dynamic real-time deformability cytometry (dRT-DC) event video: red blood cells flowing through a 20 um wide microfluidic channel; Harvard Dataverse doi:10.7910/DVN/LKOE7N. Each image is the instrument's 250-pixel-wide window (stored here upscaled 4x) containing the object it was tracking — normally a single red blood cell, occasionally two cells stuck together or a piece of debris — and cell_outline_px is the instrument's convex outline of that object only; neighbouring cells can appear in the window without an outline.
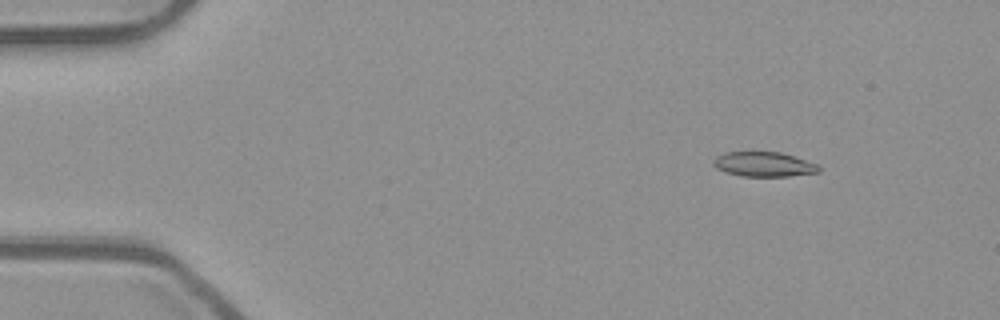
{"species": "common noctule bat (a hibernating species)", "species_latin": "Nyctalus noctula", "temperature_condition": "room temperature", "stored_images_in_passage": 49, "camera_frame_rate_fps": 3000, "um_per_image_px": 0.085, "animal": {"sex": "male", "body_mass_g": 23.1, "forearm_length_mm": 52.7}, "frame": {"image": 1, "passage_image": 2, "time_ms": 0.333, "image_size_px": [1000, 320], "cell_outline_px": [[820, 172], [788, 176], [740, 176], [724, 172], [716, 168], [712, 164], [712, 160], [716, 156], [724, 152], [780, 152], [816, 164], [820, 168]], "centroid_in_image_um": [64.85, 13.97], "position_along_channel_um": 20.1, "area_um2": 15.14}}
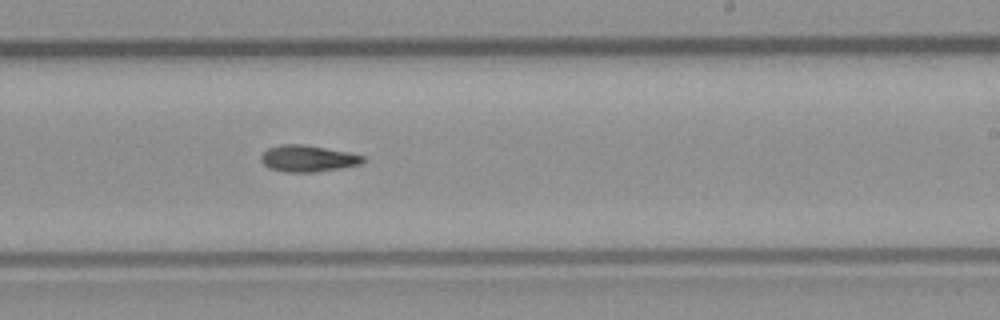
{"frame": {"image": 2, "passage_image": 28, "time_ms": 9.0, "image_size_px": [1000, 320], "cell_outline_px": [[364, 160], [360, 164], [340, 168], [316, 172], [284, 172], [268, 168], [260, 160], [260, 156], [268, 148], [280, 144], [304, 144], [348, 152], [364, 156]], "centroid_in_image_um": [26.13, 13.47], "position_along_channel_um": 262.9, "area_um2": 15.78}}
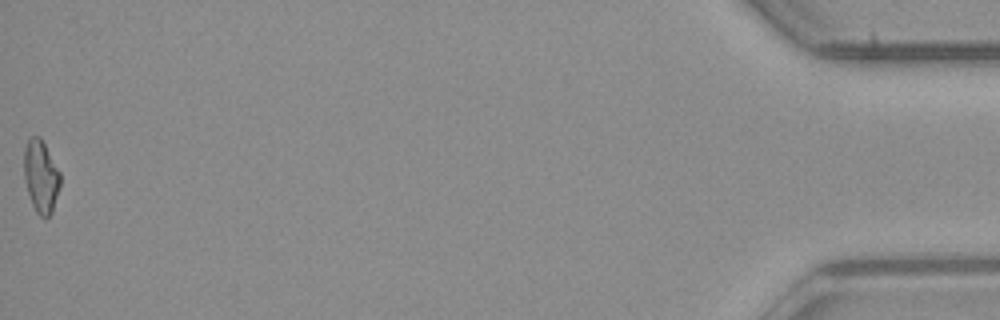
{"frame": {"image": 3, "passage_image": 49, "time_ms": 16.0, "image_size_px": [1000, 320], "cell_outline_px": [[60, 184], [52, 212], [48, 216], [40, 216], [36, 212], [32, 204], [24, 180], [24, 148], [28, 140], [32, 136], [40, 136], [60, 172]], "centroid_in_image_um": [3.47, 14.98], "position_along_channel_um": 431.7, "area_um2": 15.14}}